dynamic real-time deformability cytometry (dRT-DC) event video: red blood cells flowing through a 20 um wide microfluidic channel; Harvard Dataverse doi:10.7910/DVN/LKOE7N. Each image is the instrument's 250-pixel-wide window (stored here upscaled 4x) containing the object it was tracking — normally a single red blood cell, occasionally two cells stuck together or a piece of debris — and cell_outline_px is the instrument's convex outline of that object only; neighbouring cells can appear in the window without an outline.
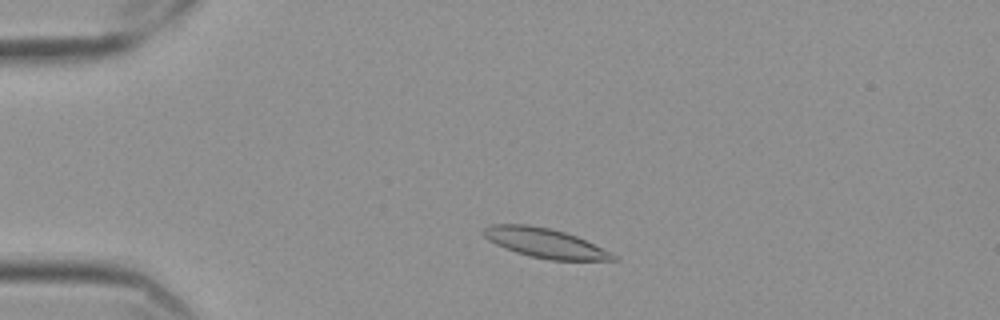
{"species": "Egyptian fruit bat (a non-hibernating species)", "species_latin": "Rousettus aegyptiacus", "temperature_condition": "cold", "stored_images_in_passage": 53, "camera_frame_rate_fps": 3000, "um_per_image_px": 0.085, "frame": {"image": 1, "passage_image": 8, "time_ms": 2.333, "image_size_px": [1000, 320], "cell_outline_px": [[616, 260], [548, 260], [528, 256], [504, 248], [488, 240], [484, 236], [484, 228], [492, 224], [528, 224], [548, 228], [564, 232], [576, 236], [616, 256]], "centroid_in_image_um": [46.25, 20.65], "position_along_channel_um": 38.7, "area_um2": 21.85}}
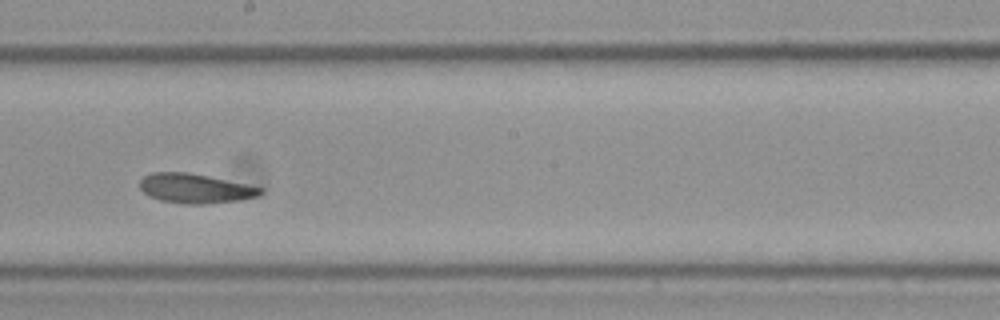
{"frame": {"image": 2, "passage_image": 28, "time_ms": 9.0, "image_size_px": [1000, 320], "cell_outline_px": [[264, 192], [256, 196], [240, 200], [208, 204], [184, 204], [160, 200], [148, 196], [140, 188], [140, 180], [144, 176], [152, 172], [188, 172], [208, 176], [264, 188]], "centroid_in_image_um": [16.58, 16.02], "position_along_channel_um": 231.6, "area_um2": 20.75}}
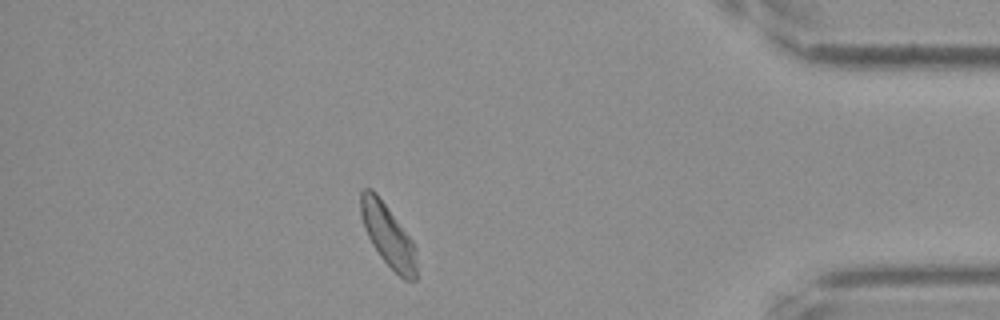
{"frame": {"image": 3, "passage_image": 46, "time_ms": 15.0, "image_size_px": [1000, 320], "cell_outline_px": [[416, 280], [404, 280], [380, 256], [372, 244], [364, 228], [360, 212], [360, 192], [364, 188], [372, 188], [376, 192], [412, 240], [416, 248]], "centroid_in_image_um": [32.97, 19.98], "position_along_channel_um": 402.2, "area_um2": 20.11}, "authors_computed_cell_mechanics": {"area_um2": 20.9814, "velocity_mm_per_s": 3.4738, "shape_relaxation_time_tau1_ms": 10.1423, "shape_relaxation_time_tau2_ms": 4.0902, "deformation_change_tau1": 0.1515, "deformation_change_tau2": 0.0979}}